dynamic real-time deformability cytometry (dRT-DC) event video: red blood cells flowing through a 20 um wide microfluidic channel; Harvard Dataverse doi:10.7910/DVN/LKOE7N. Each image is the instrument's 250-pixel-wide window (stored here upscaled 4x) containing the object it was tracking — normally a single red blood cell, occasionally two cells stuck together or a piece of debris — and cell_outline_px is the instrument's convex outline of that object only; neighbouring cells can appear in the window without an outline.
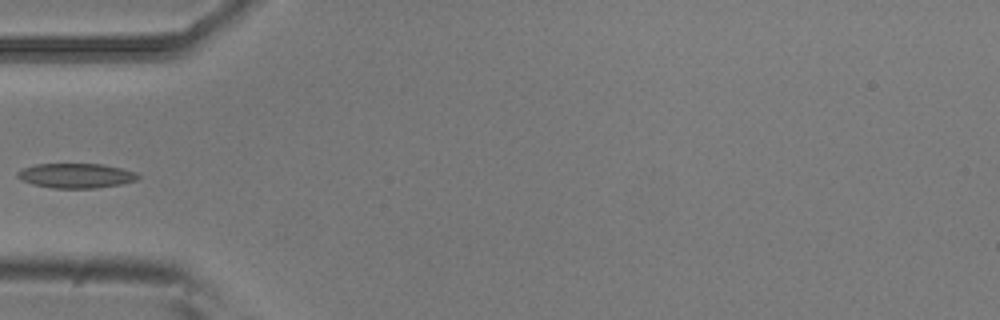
{"species": "common noctule bat (a hibernating species)", "species_latin": "Nyctalus noctula", "temperature_condition": "room temperature", "stored_images_in_passage": 5, "camera_frame_rate_fps": 3000, "um_per_image_px": 0.085, "animal": {"sex": "male", "body_mass_g": 20.5, "forearm_length_mm": 52.5}, "frame": {"image": 1, "passage_image": 4, "time_ms": 1.0, "image_size_px": [1000, 320], "cell_outline_px": [[140, 176], [136, 180], [120, 184], [96, 188], [52, 188], [32, 184], [16, 176], [16, 172], [24, 168], [36, 164], [100, 164], [120, 168], [136, 172]], "centroid_in_image_um": [6.45, 14.93], "position_along_channel_um": 78.5, "area_um2": 17.17}}
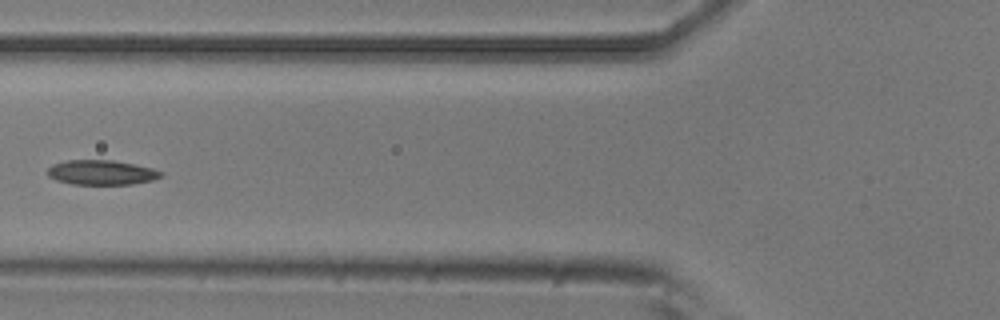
{"frame": {"image": 2, "passage_image": 5, "time_ms": 1.333, "image_size_px": [1000, 320], "cell_outline_px": [[164, 176], [152, 180], [132, 184], [72, 184], [56, 180], [48, 176], [48, 168], [52, 164], [68, 160], [112, 160], [152, 168], [164, 172]], "centroid_in_image_um": [8.64, 14.66], "position_along_channel_um": 117.2, "area_um2": 16.3}}